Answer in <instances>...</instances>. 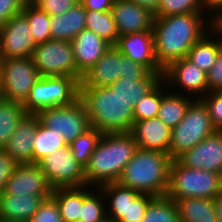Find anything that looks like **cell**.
Listing matches in <instances>:
<instances>
[{
    "label": "cell",
    "mask_w": 222,
    "mask_h": 222,
    "mask_svg": "<svg viewBox=\"0 0 222 222\" xmlns=\"http://www.w3.org/2000/svg\"><path fill=\"white\" fill-rule=\"evenodd\" d=\"M214 25L205 13L154 18L152 31L158 65L165 69L171 62L186 58L191 47Z\"/></svg>",
    "instance_id": "1"
},
{
    "label": "cell",
    "mask_w": 222,
    "mask_h": 222,
    "mask_svg": "<svg viewBox=\"0 0 222 222\" xmlns=\"http://www.w3.org/2000/svg\"><path fill=\"white\" fill-rule=\"evenodd\" d=\"M137 149L130 132L103 134L85 166L86 185L98 188L117 182Z\"/></svg>",
    "instance_id": "2"
},
{
    "label": "cell",
    "mask_w": 222,
    "mask_h": 222,
    "mask_svg": "<svg viewBox=\"0 0 222 222\" xmlns=\"http://www.w3.org/2000/svg\"><path fill=\"white\" fill-rule=\"evenodd\" d=\"M90 127L102 134L130 132L134 123L133 108L109 86L79 87Z\"/></svg>",
    "instance_id": "3"
},
{
    "label": "cell",
    "mask_w": 222,
    "mask_h": 222,
    "mask_svg": "<svg viewBox=\"0 0 222 222\" xmlns=\"http://www.w3.org/2000/svg\"><path fill=\"white\" fill-rule=\"evenodd\" d=\"M173 159L168 153L138 148L117 183L154 197L167 194Z\"/></svg>",
    "instance_id": "4"
},
{
    "label": "cell",
    "mask_w": 222,
    "mask_h": 222,
    "mask_svg": "<svg viewBox=\"0 0 222 222\" xmlns=\"http://www.w3.org/2000/svg\"><path fill=\"white\" fill-rule=\"evenodd\" d=\"M221 190V174L185 167L177 160L172 161L166 194L172 200L192 197L213 199Z\"/></svg>",
    "instance_id": "5"
},
{
    "label": "cell",
    "mask_w": 222,
    "mask_h": 222,
    "mask_svg": "<svg viewBox=\"0 0 222 222\" xmlns=\"http://www.w3.org/2000/svg\"><path fill=\"white\" fill-rule=\"evenodd\" d=\"M216 131L206 107L199 99H195L183 119L172 128L169 156L176 160Z\"/></svg>",
    "instance_id": "6"
},
{
    "label": "cell",
    "mask_w": 222,
    "mask_h": 222,
    "mask_svg": "<svg viewBox=\"0 0 222 222\" xmlns=\"http://www.w3.org/2000/svg\"><path fill=\"white\" fill-rule=\"evenodd\" d=\"M79 86L74 77H40L23 106L27 113L37 114L42 109L70 105L79 99Z\"/></svg>",
    "instance_id": "7"
},
{
    "label": "cell",
    "mask_w": 222,
    "mask_h": 222,
    "mask_svg": "<svg viewBox=\"0 0 222 222\" xmlns=\"http://www.w3.org/2000/svg\"><path fill=\"white\" fill-rule=\"evenodd\" d=\"M39 78L31 57L0 59V98L24 104Z\"/></svg>",
    "instance_id": "8"
},
{
    "label": "cell",
    "mask_w": 222,
    "mask_h": 222,
    "mask_svg": "<svg viewBox=\"0 0 222 222\" xmlns=\"http://www.w3.org/2000/svg\"><path fill=\"white\" fill-rule=\"evenodd\" d=\"M98 188L106 201L107 217L114 222H141L149 202L154 198L117 182L107 183Z\"/></svg>",
    "instance_id": "9"
},
{
    "label": "cell",
    "mask_w": 222,
    "mask_h": 222,
    "mask_svg": "<svg viewBox=\"0 0 222 222\" xmlns=\"http://www.w3.org/2000/svg\"><path fill=\"white\" fill-rule=\"evenodd\" d=\"M40 77L76 78V64L71 41L53 40L37 44L31 56Z\"/></svg>",
    "instance_id": "10"
},
{
    "label": "cell",
    "mask_w": 222,
    "mask_h": 222,
    "mask_svg": "<svg viewBox=\"0 0 222 222\" xmlns=\"http://www.w3.org/2000/svg\"><path fill=\"white\" fill-rule=\"evenodd\" d=\"M37 116L44 126L62 134L67 145L90 128L86 108L80 99L67 106L42 109Z\"/></svg>",
    "instance_id": "11"
},
{
    "label": "cell",
    "mask_w": 222,
    "mask_h": 222,
    "mask_svg": "<svg viewBox=\"0 0 222 222\" xmlns=\"http://www.w3.org/2000/svg\"><path fill=\"white\" fill-rule=\"evenodd\" d=\"M37 164L53 189L86 186L85 167L75 159L69 145L45 156Z\"/></svg>",
    "instance_id": "12"
},
{
    "label": "cell",
    "mask_w": 222,
    "mask_h": 222,
    "mask_svg": "<svg viewBox=\"0 0 222 222\" xmlns=\"http://www.w3.org/2000/svg\"><path fill=\"white\" fill-rule=\"evenodd\" d=\"M162 79L169 89H174L173 92H182L191 97L194 95L195 99L202 98L208 92L207 73L187 58L171 62L163 69Z\"/></svg>",
    "instance_id": "13"
},
{
    "label": "cell",
    "mask_w": 222,
    "mask_h": 222,
    "mask_svg": "<svg viewBox=\"0 0 222 222\" xmlns=\"http://www.w3.org/2000/svg\"><path fill=\"white\" fill-rule=\"evenodd\" d=\"M36 45L22 12L12 16L0 28V59L31 57Z\"/></svg>",
    "instance_id": "14"
},
{
    "label": "cell",
    "mask_w": 222,
    "mask_h": 222,
    "mask_svg": "<svg viewBox=\"0 0 222 222\" xmlns=\"http://www.w3.org/2000/svg\"><path fill=\"white\" fill-rule=\"evenodd\" d=\"M176 160L185 167L204 169L222 175V131L217 130Z\"/></svg>",
    "instance_id": "15"
},
{
    "label": "cell",
    "mask_w": 222,
    "mask_h": 222,
    "mask_svg": "<svg viewBox=\"0 0 222 222\" xmlns=\"http://www.w3.org/2000/svg\"><path fill=\"white\" fill-rule=\"evenodd\" d=\"M53 188L38 164H18L0 194L52 195Z\"/></svg>",
    "instance_id": "16"
},
{
    "label": "cell",
    "mask_w": 222,
    "mask_h": 222,
    "mask_svg": "<svg viewBox=\"0 0 222 222\" xmlns=\"http://www.w3.org/2000/svg\"><path fill=\"white\" fill-rule=\"evenodd\" d=\"M119 36L152 31L154 14L129 0H114L110 10Z\"/></svg>",
    "instance_id": "17"
},
{
    "label": "cell",
    "mask_w": 222,
    "mask_h": 222,
    "mask_svg": "<svg viewBox=\"0 0 222 222\" xmlns=\"http://www.w3.org/2000/svg\"><path fill=\"white\" fill-rule=\"evenodd\" d=\"M76 64V79L92 68L111 46L103 38L88 29H83L71 41Z\"/></svg>",
    "instance_id": "18"
},
{
    "label": "cell",
    "mask_w": 222,
    "mask_h": 222,
    "mask_svg": "<svg viewBox=\"0 0 222 222\" xmlns=\"http://www.w3.org/2000/svg\"><path fill=\"white\" fill-rule=\"evenodd\" d=\"M120 77H124V55L110 46L104 55L83 76L79 87L110 86Z\"/></svg>",
    "instance_id": "19"
},
{
    "label": "cell",
    "mask_w": 222,
    "mask_h": 222,
    "mask_svg": "<svg viewBox=\"0 0 222 222\" xmlns=\"http://www.w3.org/2000/svg\"><path fill=\"white\" fill-rule=\"evenodd\" d=\"M115 46L126 58L147 66L152 72L163 73L155 58L153 31L121 35Z\"/></svg>",
    "instance_id": "20"
},
{
    "label": "cell",
    "mask_w": 222,
    "mask_h": 222,
    "mask_svg": "<svg viewBox=\"0 0 222 222\" xmlns=\"http://www.w3.org/2000/svg\"><path fill=\"white\" fill-rule=\"evenodd\" d=\"M38 124L37 114L27 113L3 148L18 164L33 163V139Z\"/></svg>",
    "instance_id": "21"
},
{
    "label": "cell",
    "mask_w": 222,
    "mask_h": 222,
    "mask_svg": "<svg viewBox=\"0 0 222 222\" xmlns=\"http://www.w3.org/2000/svg\"><path fill=\"white\" fill-rule=\"evenodd\" d=\"M172 128L158 117L134 122L130 130L138 148L158 150L169 154Z\"/></svg>",
    "instance_id": "22"
},
{
    "label": "cell",
    "mask_w": 222,
    "mask_h": 222,
    "mask_svg": "<svg viewBox=\"0 0 222 222\" xmlns=\"http://www.w3.org/2000/svg\"><path fill=\"white\" fill-rule=\"evenodd\" d=\"M51 195L0 194V219L28 221Z\"/></svg>",
    "instance_id": "23"
},
{
    "label": "cell",
    "mask_w": 222,
    "mask_h": 222,
    "mask_svg": "<svg viewBox=\"0 0 222 222\" xmlns=\"http://www.w3.org/2000/svg\"><path fill=\"white\" fill-rule=\"evenodd\" d=\"M222 48V30L215 24L189 50L187 59L208 73Z\"/></svg>",
    "instance_id": "24"
},
{
    "label": "cell",
    "mask_w": 222,
    "mask_h": 222,
    "mask_svg": "<svg viewBox=\"0 0 222 222\" xmlns=\"http://www.w3.org/2000/svg\"><path fill=\"white\" fill-rule=\"evenodd\" d=\"M86 9L79 2L61 15L50 16V28L53 40L72 41L85 25Z\"/></svg>",
    "instance_id": "25"
},
{
    "label": "cell",
    "mask_w": 222,
    "mask_h": 222,
    "mask_svg": "<svg viewBox=\"0 0 222 222\" xmlns=\"http://www.w3.org/2000/svg\"><path fill=\"white\" fill-rule=\"evenodd\" d=\"M162 75L163 73L151 72L146 78L120 77L109 87L134 108L137 102L162 80Z\"/></svg>",
    "instance_id": "26"
},
{
    "label": "cell",
    "mask_w": 222,
    "mask_h": 222,
    "mask_svg": "<svg viewBox=\"0 0 222 222\" xmlns=\"http://www.w3.org/2000/svg\"><path fill=\"white\" fill-rule=\"evenodd\" d=\"M175 203L181 222H218L213 199L182 198Z\"/></svg>",
    "instance_id": "27"
},
{
    "label": "cell",
    "mask_w": 222,
    "mask_h": 222,
    "mask_svg": "<svg viewBox=\"0 0 222 222\" xmlns=\"http://www.w3.org/2000/svg\"><path fill=\"white\" fill-rule=\"evenodd\" d=\"M167 87V89H165ZM194 97L175 93L168 89L166 83L163 87V98L158 111V118L170 128H174L185 116L186 110L195 100Z\"/></svg>",
    "instance_id": "28"
},
{
    "label": "cell",
    "mask_w": 222,
    "mask_h": 222,
    "mask_svg": "<svg viewBox=\"0 0 222 222\" xmlns=\"http://www.w3.org/2000/svg\"><path fill=\"white\" fill-rule=\"evenodd\" d=\"M51 197L59 207L63 222H79L83 204V186L53 189Z\"/></svg>",
    "instance_id": "29"
},
{
    "label": "cell",
    "mask_w": 222,
    "mask_h": 222,
    "mask_svg": "<svg viewBox=\"0 0 222 222\" xmlns=\"http://www.w3.org/2000/svg\"><path fill=\"white\" fill-rule=\"evenodd\" d=\"M67 146L62 134L44 126L40 120L33 139V163H38L45 156Z\"/></svg>",
    "instance_id": "30"
},
{
    "label": "cell",
    "mask_w": 222,
    "mask_h": 222,
    "mask_svg": "<svg viewBox=\"0 0 222 222\" xmlns=\"http://www.w3.org/2000/svg\"><path fill=\"white\" fill-rule=\"evenodd\" d=\"M106 209V201L102 191L97 187L83 186V204L79 222H100L105 220L107 218Z\"/></svg>",
    "instance_id": "31"
},
{
    "label": "cell",
    "mask_w": 222,
    "mask_h": 222,
    "mask_svg": "<svg viewBox=\"0 0 222 222\" xmlns=\"http://www.w3.org/2000/svg\"><path fill=\"white\" fill-rule=\"evenodd\" d=\"M27 114L23 104L0 98V149H3L19 122Z\"/></svg>",
    "instance_id": "32"
},
{
    "label": "cell",
    "mask_w": 222,
    "mask_h": 222,
    "mask_svg": "<svg viewBox=\"0 0 222 222\" xmlns=\"http://www.w3.org/2000/svg\"><path fill=\"white\" fill-rule=\"evenodd\" d=\"M86 29L91 30L111 46H115L119 33L110 11L99 12L86 10Z\"/></svg>",
    "instance_id": "33"
},
{
    "label": "cell",
    "mask_w": 222,
    "mask_h": 222,
    "mask_svg": "<svg viewBox=\"0 0 222 222\" xmlns=\"http://www.w3.org/2000/svg\"><path fill=\"white\" fill-rule=\"evenodd\" d=\"M141 222H181L177 205L167 195L154 197L148 204Z\"/></svg>",
    "instance_id": "34"
},
{
    "label": "cell",
    "mask_w": 222,
    "mask_h": 222,
    "mask_svg": "<svg viewBox=\"0 0 222 222\" xmlns=\"http://www.w3.org/2000/svg\"><path fill=\"white\" fill-rule=\"evenodd\" d=\"M22 13L29 22L30 32L36 44L45 43L52 39L50 15L39 10L36 6L22 8Z\"/></svg>",
    "instance_id": "35"
},
{
    "label": "cell",
    "mask_w": 222,
    "mask_h": 222,
    "mask_svg": "<svg viewBox=\"0 0 222 222\" xmlns=\"http://www.w3.org/2000/svg\"><path fill=\"white\" fill-rule=\"evenodd\" d=\"M164 80L162 79L150 92L137 102L133 108L134 122H140L158 116L163 98Z\"/></svg>",
    "instance_id": "36"
},
{
    "label": "cell",
    "mask_w": 222,
    "mask_h": 222,
    "mask_svg": "<svg viewBox=\"0 0 222 222\" xmlns=\"http://www.w3.org/2000/svg\"><path fill=\"white\" fill-rule=\"evenodd\" d=\"M102 135L100 131L90 127L69 144L73 156L84 167L87 165Z\"/></svg>",
    "instance_id": "37"
},
{
    "label": "cell",
    "mask_w": 222,
    "mask_h": 222,
    "mask_svg": "<svg viewBox=\"0 0 222 222\" xmlns=\"http://www.w3.org/2000/svg\"><path fill=\"white\" fill-rule=\"evenodd\" d=\"M188 13H204L201 0H161L154 18Z\"/></svg>",
    "instance_id": "38"
},
{
    "label": "cell",
    "mask_w": 222,
    "mask_h": 222,
    "mask_svg": "<svg viewBox=\"0 0 222 222\" xmlns=\"http://www.w3.org/2000/svg\"><path fill=\"white\" fill-rule=\"evenodd\" d=\"M206 107L213 126L222 131V91L207 92L199 99Z\"/></svg>",
    "instance_id": "39"
},
{
    "label": "cell",
    "mask_w": 222,
    "mask_h": 222,
    "mask_svg": "<svg viewBox=\"0 0 222 222\" xmlns=\"http://www.w3.org/2000/svg\"><path fill=\"white\" fill-rule=\"evenodd\" d=\"M27 222H63V219L57 203L50 197L44 200L37 212Z\"/></svg>",
    "instance_id": "40"
},
{
    "label": "cell",
    "mask_w": 222,
    "mask_h": 222,
    "mask_svg": "<svg viewBox=\"0 0 222 222\" xmlns=\"http://www.w3.org/2000/svg\"><path fill=\"white\" fill-rule=\"evenodd\" d=\"M80 0H37L36 6L39 10L50 16L61 15L74 7Z\"/></svg>",
    "instance_id": "41"
},
{
    "label": "cell",
    "mask_w": 222,
    "mask_h": 222,
    "mask_svg": "<svg viewBox=\"0 0 222 222\" xmlns=\"http://www.w3.org/2000/svg\"><path fill=\"white\" fill-rule=\"evenodd\" d=\"M207 87L208 92L222 91V48L217 54L214 65L207 73Z\"/></svg>",
    "instance_id": "42"
},
{
    "label": "cell",
    "mask_w": 222,
    "mask_h": 222,
    "mask_svg": "<svg viewBox=\"0 0 222 222\" xmlns=\"http://www.w3.org/2000/svg\"><path fill=\"white\" fill-rule=\"evenodd\" d=\"M17 166L18 163L4 149H0V193Z\"/></svg>",
    "instance_id": "43"
},
{
    "label": "cell",
    "mask_w": 222,
    "mask_h": 222,
    "mask_svg": "<svg viewBox=\"0 0 222 222\" xmlns=\"http://www.w3.org/2000/svg\"><path fill=\"white\" fill-rule=\"evenodd\" d=\"M152 71L145 65L124 56V77L146 78Z\"/></svg>",
    "instance_id": "44"
},
{
    "label": "cell",
    "mask_w": 222,
    "mask_h": 222,
    "mask_svg": "<svg viewBox=\"0 0 222 222\" xmlns=\"http://www.w3.org/2000/svg\"><path fill=\"white\" fill-rule=\"evenodd\" d=\"M22 12L15 0H0V28L12 17Z\"/></svg>",
    "instance_id": "45"
},
{
    "label": "cell",
    "mask_w": 222,
    "mask_h": 222,
    "mask_svg": "<svg viewBox=\"0 0 222 222\" xmlns=\"http://www.w3.org/2000/svg\"><path fill=\"white\" fill-rule=\"evenodd\" d=\"M201 5L204 13L209 14L210 19L213 20L214 23L222 18V0H201ZM210 10L213 12L211 13Z\"/></svg>",
    "instance_id": "46"
},
{
    "label": "cell",
    "mask_w": 222,
    "mask_h": 222,
    "mask_svg": "<svg viewBox=\"0 0 222 222\" xmlns=\"http://www.w3.org/2000/svg\"><path fill=\"white\" fill-rule=\"evenodd\" d=\"M86 10L105 12L110 11L114 0H80Z\"/></svg>",
    "instance_id": "47"
},
{
    "label": "cell",
    "mask_w": 222,
    "mask_h": 222,
    "mask_svg": "<svg viewBox=\"0 0 222 222\" xmlns=\"http://www.w3.org/2000/svg\"><path fill=\"white\" fill-rule=\"evenodd\" d=\"M136 3L138 6L148 9L152 14H155L159 8L161 0H129Z\"/></svg>",
    "instance_id": "48"
},
{
    "label": "cell",
    "mask_w": 222,
    "mask_h": 222,
    "mask_svg": "<svg viewBox=\"0 0 222 222\" xmlns=\"http://www.w3.org/2000/svg\"><path fill=\"white\" fill-rule=\"evenodd\" d=\"M218 222H222V190L213 198Z\"/></svg>",
    "instance_id": "49"
},
{
    "label": "cell",
    "mask_w": 222,
    "mask_h": 222,
    "mask_svg": "<svg viewBox=\"0 0 222 222\" xmlns=\"http://www.w3.org/2000/svg\"><path fill=\"white\" fill-rule=\"evenodd\" d=\"M21 8L34 6L37 0H15Z\"/></svg>",
    "instance_id": "50"
},
{
    "label": "cell",
    "mask_w": 222,
    "mask_h": 222,
    "mask_svg": "<svg viewBox=\"0 0 222 222\" xmlns=\"http://www.w3.org/2000/svg\"><path fill=\"white\" fill-rule=\"evenodd\" d=\"M0 222H27V221H18V220H4V219H0Z\"/></svg>",
    "instance_id": "51"
},
{
    "label": "cell",
    "mask_w": 222,
    "mask_h": 222,
    "mask_svg": "<svg viewBox=\"0 0 222 222\" xmlns=\"http://www.w3.org/2000/svg\"><path fill=\"white\" fill-rule=\"evenodd\" d=\"M222 30V18L215 23Z\"/></svg>",
    "instance_id": "52"
},
{
    "label": "cell",
    "mask_w": 222,
    "mask_h": 222,
    "mask_svg": "<svg viewBox=\"0 0 222 222\" xmlns=\"http://www.w3.org/2000/svg\"><path fill=\"white\" fill-rule=\"evenodd\" d=\"M100 222H114L113 220H110L108 217L105 220H102Z\"/></svg>",
    "instance_id": "53"
}]
</instances>
